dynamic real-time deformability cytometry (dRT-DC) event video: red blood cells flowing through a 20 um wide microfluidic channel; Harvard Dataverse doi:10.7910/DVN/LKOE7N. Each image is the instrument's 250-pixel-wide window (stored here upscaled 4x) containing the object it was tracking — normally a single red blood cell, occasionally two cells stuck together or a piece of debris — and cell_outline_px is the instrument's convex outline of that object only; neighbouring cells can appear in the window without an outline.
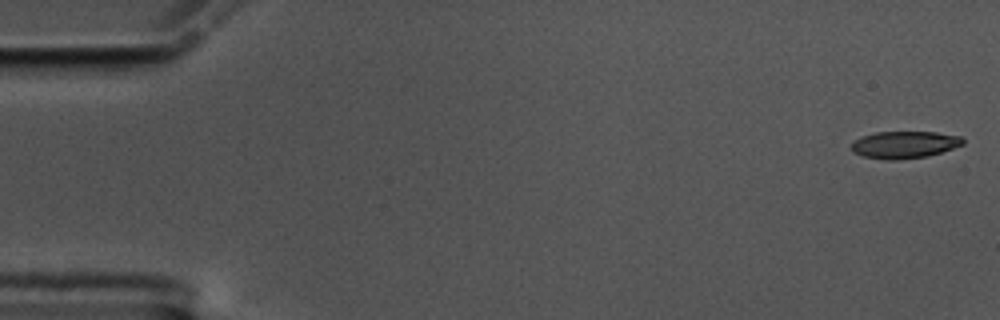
{"species": "common noctule bat (a hibernating species)", "species_latin": "Nyctalus noctula", "temperature_condition": "cold", "stored_images_in_passage": 53, "camera_frame_rate_fps": 3000, "um_per_image_px": 0.085, "animal": {"sex": "male", "body_mass_g": 17.5, "forearm_length_mm": 52.3}, "frame": {"image": 1, "passage_image": 1, "time_ms": 0.0, "image_size_px": [1000, 320], "cell_outline_px": [[964, 144], [928, 156], [896, 160], [888, 160], [864, 156], [852, 152], [852, 140], [860, 136], [876, 132], [936, 132], [960, 136], [964, 140]], "centroid_in_image_um": [76.84, 12.29], "position_along_channel_um": 8.2, "area_um2": 17.63}}
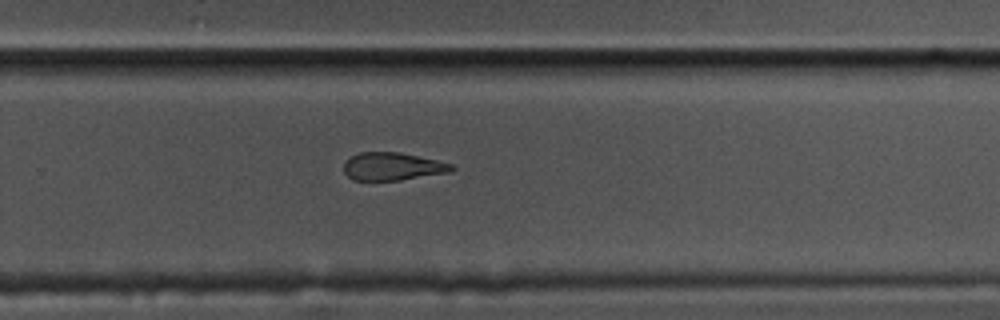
{"frame": {"image": 2, "passage_image": 37, "time_ms": 12.0, "image_size_px": [1000, 320], "cell_outline_px": [[456, 168], [452, 172], [400, 180], [352, 180], [344, 172], [344, 164], [352, 156], [360, 152], [400, 152], [436, 160], [452, 164]], "centroid_in_image_um": [33.4, 14.15], "position_along_channel_um": 296.4, "area_um2": 17.46}}
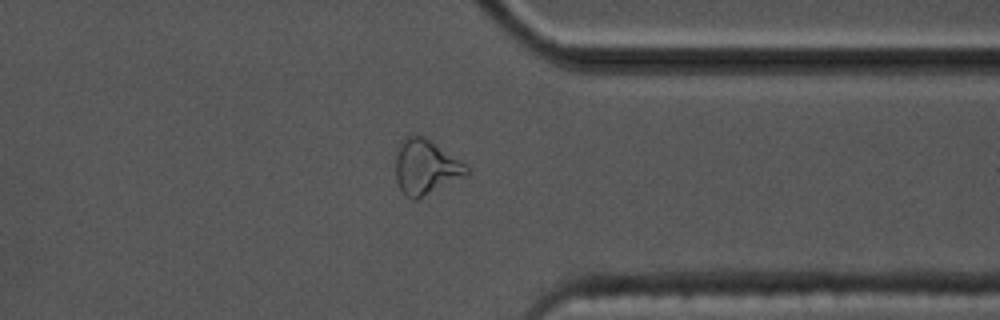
{"frame": {"image": 3, "passage_image": 44, "time_ms": 14.333, "image_size_px": [1000, 320], "cell_outline_px": [[468, 172], [416, 200], [412, 200], [400, 188], [396, 180], [396, 156], [400, 140], [404, 136], [416, 132], [424, 136], [468, 164]], "centroid_in_image_um": [36.14, 14.12], "position_along_channel_um": 375.3, "area_um2": 22.48}}